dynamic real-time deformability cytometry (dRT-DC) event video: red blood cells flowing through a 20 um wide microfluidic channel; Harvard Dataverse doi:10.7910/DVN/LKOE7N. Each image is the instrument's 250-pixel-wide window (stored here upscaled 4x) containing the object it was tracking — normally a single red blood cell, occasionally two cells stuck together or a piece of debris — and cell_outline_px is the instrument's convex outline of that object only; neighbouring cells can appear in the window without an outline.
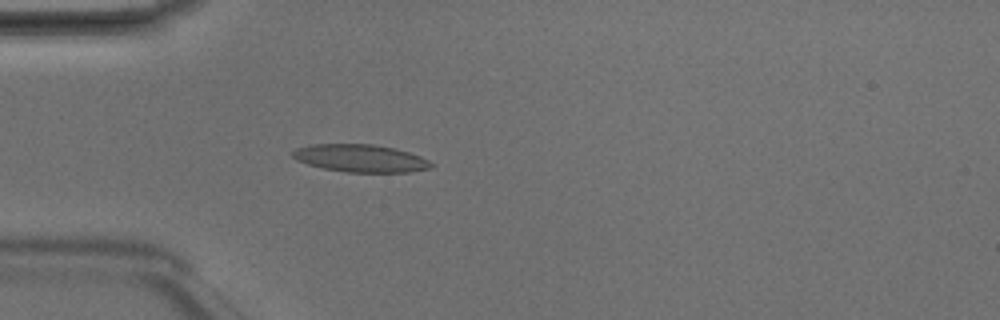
{"species": "Egyptian fruit bat (a non-hibernating species)", "species_latin": "Rousettus aegyptiacus", "temperature_condition": "room temperature", "stored_images_in_passage": 3, "camera_frame_rate_fps": 3000, "um_per_image_px": 0.085, "animal": {"sex": "male"}, "frame": {"image": 1, "passage_image": 3, "time_ms": 0.667, "image_size_px": [1000, 320], "cell_outline_px": [[432, 168], [408, 172], [348, 172], [324, 168], [308, 164], [296, 160], [292, 156], [292, 152], [296, 148], [312, 144], [372, 144], [392, 148], [408, 152], [420, 156], [428, 160], [432, 164]], "centroid_in_image_um": [30.62, 13.45], "position_along_channel_um": 54.4, "area_um2": 22.08}}